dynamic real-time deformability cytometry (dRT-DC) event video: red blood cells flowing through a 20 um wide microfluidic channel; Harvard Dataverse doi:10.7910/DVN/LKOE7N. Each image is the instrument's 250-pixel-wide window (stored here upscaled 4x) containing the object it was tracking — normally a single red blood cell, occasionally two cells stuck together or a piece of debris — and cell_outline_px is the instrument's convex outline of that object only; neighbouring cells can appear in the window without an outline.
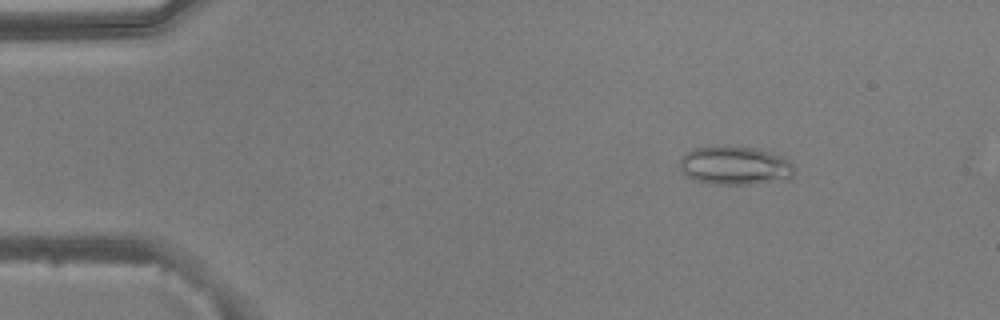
{"species": "common noctule bat (a hibernating species)", "species_latin": "Nyctalus noctula", "temperature_condition": "warm", "stored_images_in_passage": 5, "camera_frame_rate_fps": 3000, "um_per_image_px": 0.085, "animal": {"sex": "male", "body_mass_g": 20.5, "forearm_length_mm": 52.5}, "frame": {"image": 1, "passage_image": 2, "time_ms": 0.333, "image_size_px": [1000, 320], "cell_outline_px": [[792, 176], [788, 180], [752, 184], [708, 184], [692, 180], [680, 172], [680, 156], [692, 148], [716, 144], [756, 148], [772, 152], [784, 156], [792, 164]], "centroid_in_image_um": [62.41, 14.05], "position_along_channel_um": 22.6, "area_um2": 26.65}}